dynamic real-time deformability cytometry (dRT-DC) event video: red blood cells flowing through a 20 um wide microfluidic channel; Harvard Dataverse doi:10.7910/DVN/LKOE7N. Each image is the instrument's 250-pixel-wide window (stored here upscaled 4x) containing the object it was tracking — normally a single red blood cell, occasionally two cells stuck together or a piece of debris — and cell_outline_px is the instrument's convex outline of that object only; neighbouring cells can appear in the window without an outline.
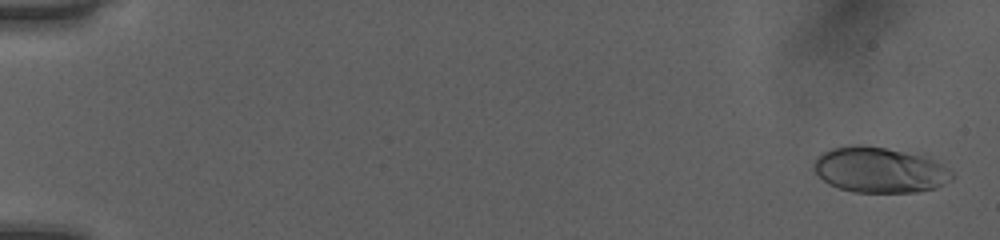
{"species": "human", "species_latin": "Homo sapiens", "temperature_condition": "room temperature", "stored_images_in_passage": 52, "camera_frame_rate_fps": 3000, "um_per_image_px": 0.085, "donor": {"sex": "female"}, "frame": {"image": 1, "passage_image": 2, "time_ms": 0.333, "image_size_px": [1000, 240], "cell_outline_px": [[956, 176], [952, 180], [936, 188], [916, 192], [852, 192], [828, 184], [812, 168], [812, 164], [816, 156], [832, 148], [856, 144], [860, 144], [884, 148], [920, 156], [932, 160], [948, 168]], "centroid_in_image_um": [74.74, 14.46], "position_along_channel_um": 10.3, "area_um2": 36.47}}
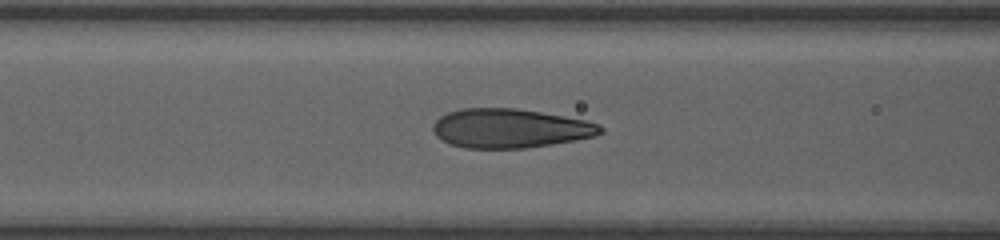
{"frame": {"image": 2, "passage_image": 23, "time_ms": 7.333, "image_size_px": [1000, 240], "cell_outline_px": [[604, 132], [596, 136], [576, 140], [524, 148], [464, 148], [452, 144], [436, 136], [432, 132], [432, 124], [440, 116], [448, 112], [460, 108], [516, 108], [564, 116], [584, 120], [600, 124], [604, 128]], "centroid_in_image_um": [43.35, 10.9], "position_along_channel_um": 123.2, "area_um2": 38.26}}
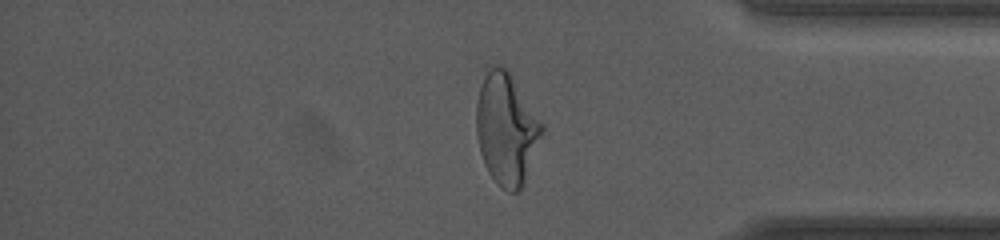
{"frame": {"image": 3, "passage_image": 44, "time_ms": 14.333, "image_size_px": [1000, 240], "cell_outline_px": [[544, 132], [524, 184], [516, 192], [508, 192], [500, 188], [496, 184], [488, 172], [484, 164], [480, 152], [476, 132], [476, 104], [480, 84], [484, 76], [492, 68], [504, 68], [508, 72], [544, 124]], "centroid_in_image_um": [43.05, 11.05], "position_along_channel_um": 392.2, "area_um2": 42.37}}